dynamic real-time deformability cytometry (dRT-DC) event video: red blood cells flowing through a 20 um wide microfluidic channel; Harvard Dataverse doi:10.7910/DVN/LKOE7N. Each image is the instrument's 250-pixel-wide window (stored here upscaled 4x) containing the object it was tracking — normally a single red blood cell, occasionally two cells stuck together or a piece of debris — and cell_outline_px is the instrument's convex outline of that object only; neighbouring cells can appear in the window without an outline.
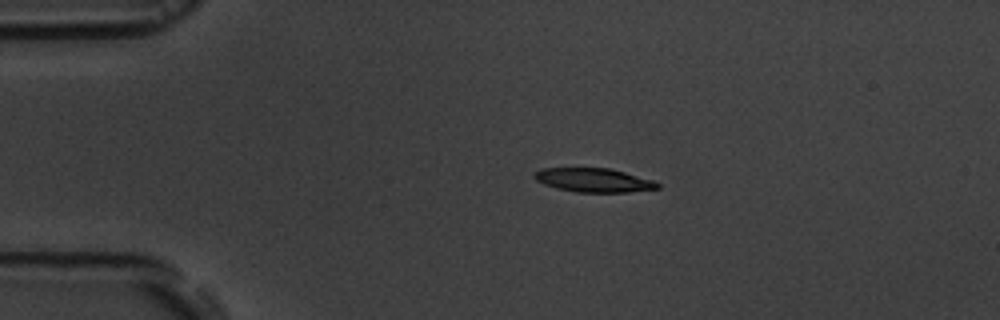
{"species": "common noctule bat (a hibernating species)", "species_latin": "Nyctalus noctula", "temperature_condition": "room temperature", "stored_images_in_passage": 14, "camera_frame_rate_fps": 3000, "um_per_image_px": 0.085, "animal": {"sex": "male", "body_mass_g": 19.5, "forearm_length_mm": 54.6}, "frame": {"image": 1, "passage_image": 1, "time_ms": 0.0, "image_size_px": [1000, 320], "cell_outline_px": [[660, 188], [628, 192], [576, 192], [556, 188], [544, 184], [536, 180], [532, 176], [540, 168], [612, 168], [652, 180], [660, 184]], "centroid_in_image_um": [50.45, 15.31], "position_along_channel_um": 34.5, "area_um2": 17.17}}
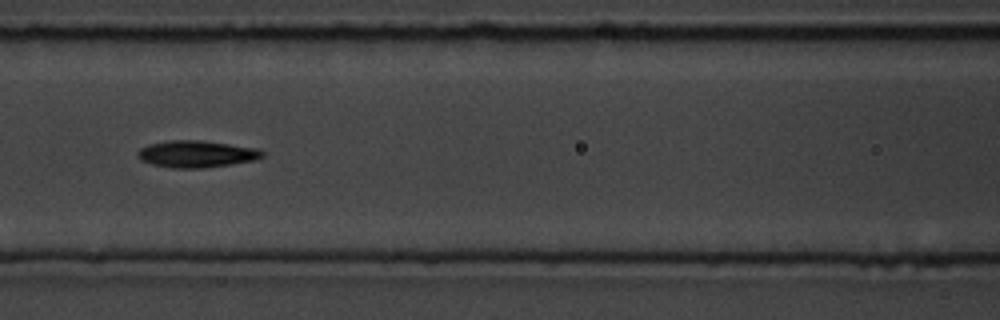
{"frame": {"image": 2, "passage_image": 5, "time_ms": 4.333, "image_size_px": [1000, 320], "cell_outline_px": [[264, 156], [256, 160], [232, 164], [204, 168], [172, 168], [152, 164], [140, 160], [136, 156], [136, 152], [140, 148], [148, 144], [168, 140], [200, 140], [256, 148], [264, 152]], "centroid_in_image_um": [16.67, 13.09], "position_along_channel_um": 149.9, "area_um2": 19.65}}
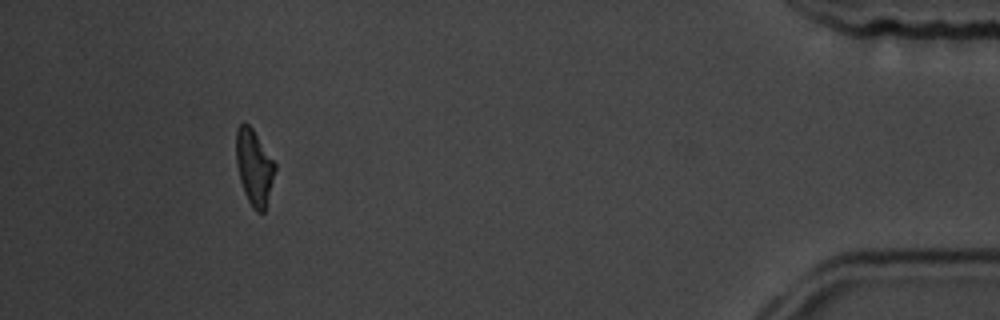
{"frame": {"image": 3, "passage_image": 13, "time_ms": 13.333, "image_size_px": [1000, 320], "cell_outline_px": [[276, 168], [264, 212], [256, 212], [252, 208], [244, 192], [240, 180], [236, 164], [236, 128], [244, 120], [252, 128], [276, 164]], "centroid_in_image_um": [21.58, 14.19], "position_along_channel_um": 413.6, "area_um2": 17.05}, "authors_computed_cell_mechanics": {"area_um2": 18.3515, "velocity_mm_per_s": 3.6392, "shape_relaxation_time_tau1_ms": 6.2387, "shape_relaxation_time_tau2_ms": 3.3457, "deformation_change_tau1": 0.1509, "deformation_change_tau2": 0.1046}}